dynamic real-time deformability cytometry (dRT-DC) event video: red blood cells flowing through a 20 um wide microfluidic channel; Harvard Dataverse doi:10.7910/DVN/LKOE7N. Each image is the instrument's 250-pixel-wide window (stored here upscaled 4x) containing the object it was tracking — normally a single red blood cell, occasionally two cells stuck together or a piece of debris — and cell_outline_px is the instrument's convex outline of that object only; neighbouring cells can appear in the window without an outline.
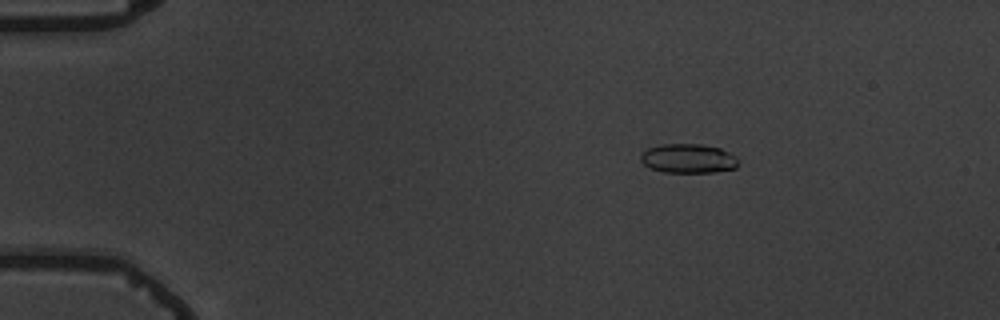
{"species": "common noctule bat (a hibernating species)", "species_latin": "Nyctalus noctula", "temperature_condition": "warm", "stored_images_in_passage": 5, "camera_frame_rate_fps": 3000, "um_per_image_px": 0.085, "animal": {"sex": "male", "body_mass_g": 19.5, "forearm_length_mm": 54.6}, "frame": {"image": 1, "passage_image": 3, "time_ms": 2.0, "image_size_px": [1000, 320], "cell_outline_px": [[736, 168], [712, 172], [664, 172], [648, 168], [640, 160], [640, 152], [648, 148], [660, 144], [700, 144], [720, 148], [736, 156]], "centroid_in_image_um": [58.43, 13.46], "position_along_channel_um": 26.6, "area_um2": 16.65}}